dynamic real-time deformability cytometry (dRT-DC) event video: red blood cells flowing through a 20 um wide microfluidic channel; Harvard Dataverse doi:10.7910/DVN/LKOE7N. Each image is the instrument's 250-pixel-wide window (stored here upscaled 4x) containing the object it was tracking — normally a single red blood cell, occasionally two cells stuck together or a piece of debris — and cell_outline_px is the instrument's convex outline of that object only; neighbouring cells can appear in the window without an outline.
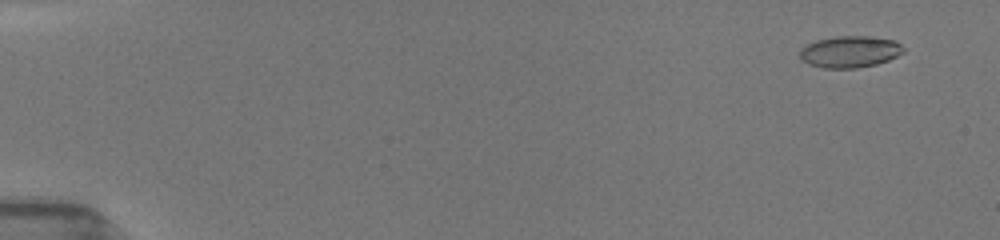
{"species": "common noctule bat (a hibernating species)", "species_latin": "Nyctalus noctula", "temperature_condition": "room temperature", "stored_images_in_passage": 34, "camera_frame_rate_fps": 3000, "um_per_image_px": 0.085, "animal": {"sex": "female", "body_mass_g": 19.5, "forearm_length_mm": 54.1}, "frame": {"image": 1, "passage_image": 2, "time_ms": 0.333, "image_size_px": [1000, 240], "cell_outline_px": [[904, 52], [888, 60], [876, 64], [856, 68], [824, 68], [808, 64], [800, 60], [800, 48], [804, 44], [816, 40], [836, 36], [868, 36], [892, 40], [900, 44], [904, 48]], "centroid_in_image_um": [72.18, 4.4], "position_along_channel_um": 12.8, "area_um2": 19.19}}
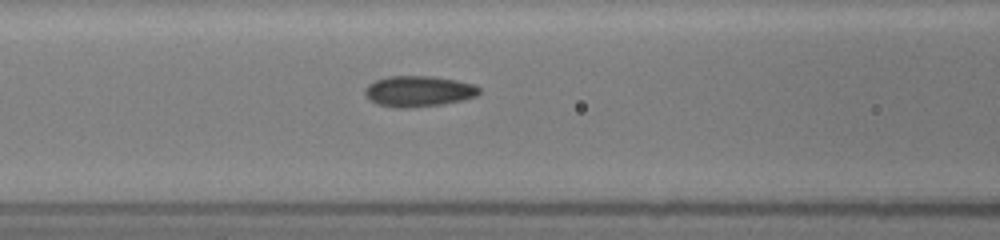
{"frame": {"image": 2, "passage_image": 14, "time_ms": 4.333, "image_size_px": [1000, 240], "cell_outline_px": [[480, 92], [476, 96], [444, 104], [408, 108], [396, 108], [376, 104], [368, 100], [364, 96], [364, 88], [368, 84], [376, 80], [388, 76], [432, 76], [456, 80], [476, 84], [480, 88]], "centroid_in_image_um": [35.54, 7.76], "position_along_channel_um": 131.1, "area_um2": 20.81}}
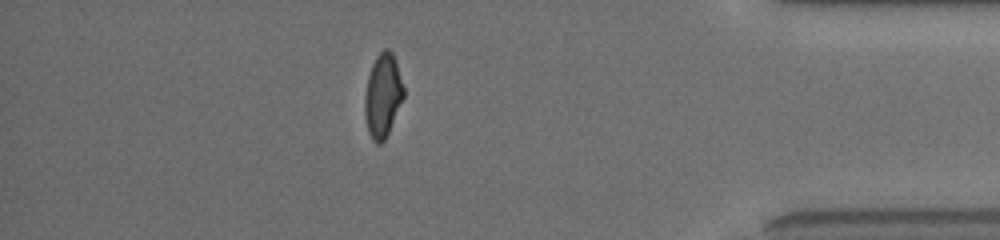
{"frame": {"image": 3, "passage_image": 30, "time_ms": 9.667, "image_size_px": [1000, 240], "cell_outline_px": [[404, 96], [388, 132], [384, 140], [380, 144], [376, 144], [372, 140], [368, 132], [364, 112], [364, 96], [368, 76], [372, 64], [376, 56], [384, 48], [388, 48], [392, 52], [404, 88]], "centroid_in_image_um": [32.51, 8.12], "position_along_channel_um": 402.7, "area_um2": 18.79}}